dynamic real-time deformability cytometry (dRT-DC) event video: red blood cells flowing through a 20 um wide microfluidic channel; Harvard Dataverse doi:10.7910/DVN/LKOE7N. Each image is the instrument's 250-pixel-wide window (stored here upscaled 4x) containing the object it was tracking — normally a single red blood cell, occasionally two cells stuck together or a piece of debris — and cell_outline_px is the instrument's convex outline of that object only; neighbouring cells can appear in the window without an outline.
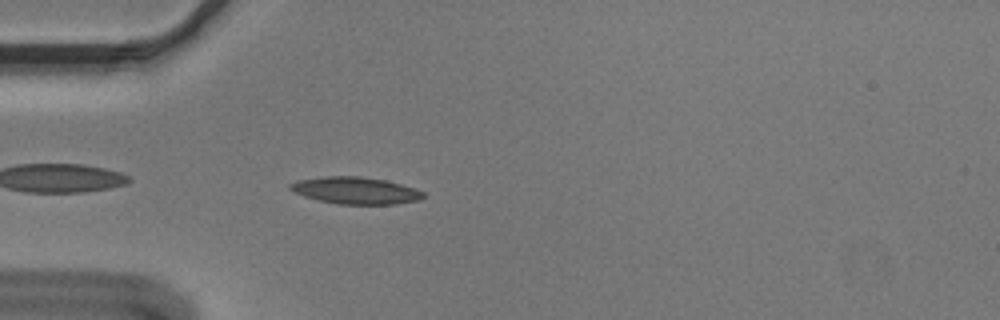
{"species": "Egyptian fruit bat (a non-hibernating species)", "species_latin": "Rousettus aegyptiacus", "temperature_condition": "cold", "stored_images_in_passage": 42, "camera_frame_rate_fps": 3000, "um_per_image_px": 0.085, "animal": {"sex": "male"}, "frame": {"image": 1, "passage_image": 3, "time_ms": 0.667, "image_size_px": [1000, 320], "cell_outline_px": [[424, 196], [416, 200], [396, 204], [340, 204], [320, 200], [304, 196], [288, 188], [288, 184], [296, 180], [324, 176], [360, 176], [384, 180], [400, 184], [424, 192]], "centroid_in_image_um": [30.17, 16.18], "position_along_channel_um": 54.8, "area_um2": 20.63}}
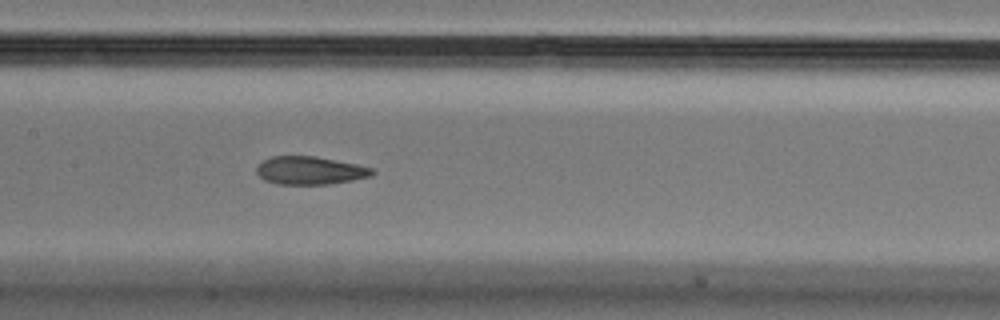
{"frame": {"image": 2, "passage_image": 14, "time_ms": 4.333, "image_size_px": [1000, 320], "cell_outline_px": [[376, 172], [372, 176], [352, 180], [328, 184], [276, 184], [264, 180], [256, 172], [256, 168], [264, 160], [272, 156], [316, 156], [376, 168]], "centroid_in_image_um": [26.39, 14.49], "position_along_channel_um": 181.0, "area_um2": 18.96}}
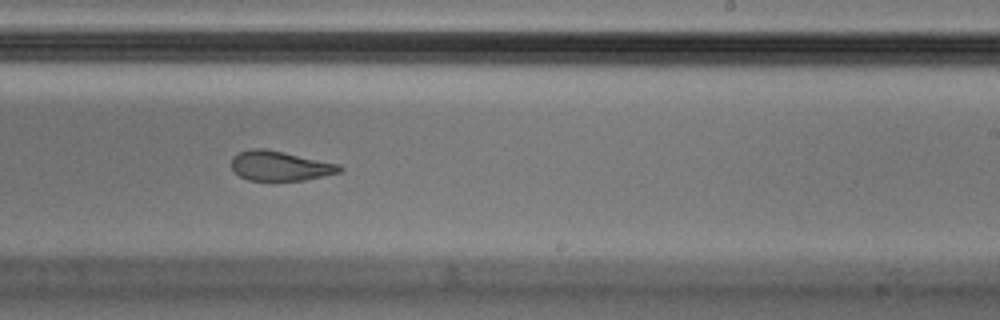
{"frame": {"image": 3, "passage_image": 21, "time_ms": 6.667, "image_size_px": [1000, 320], "cell_outline_px": [[344, 168], [340, 172], [324, 176], [304, 180], [272, 184], [248, 180], [240, 176], [232, 168], [232, 156], [240, 152], [252, 148], [264, 148], [284, 152], [340, 164]], "centroid_in_image_um": [23.8, 14.15], "position_along_channel_um": 265.2, "area_um2": 19.48}, "authors_computed_cell_mechanics": {"area_um2": 20.2878, "velocity_mm_per_s": 3.6144, "shape_relaxation_time_tau1_ms": 5.9501, "shape_relaxation_time_tau2_ms": 2.0442, "deformation_change_tau1": 0.1721, "deformation_change_tau2": 0.087}}